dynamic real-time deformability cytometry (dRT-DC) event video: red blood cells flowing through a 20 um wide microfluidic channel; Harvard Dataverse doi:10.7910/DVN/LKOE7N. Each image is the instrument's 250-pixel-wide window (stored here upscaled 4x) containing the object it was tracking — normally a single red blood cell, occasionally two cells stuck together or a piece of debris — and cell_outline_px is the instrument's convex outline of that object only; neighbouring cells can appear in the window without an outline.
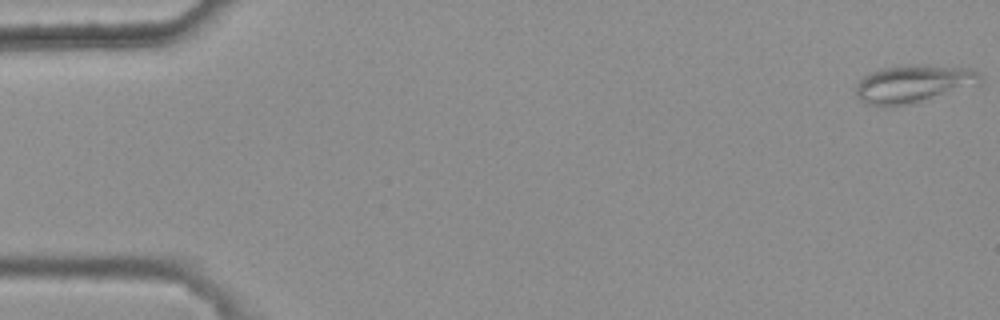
{"species": "common noctule bat (a hibernating species)", "species_latin": "Nyctalus noctula", "temperature_condition": "warm", "stored_images_in_passage": 7, "camera_frame_rate_fps": 3000, "um_per_image_px": 0.085, "animal": {"sex": "female", "body_mass_g": 25.1}, "frame": {"image": 1, "passage_image": 1, "time_ms": 0.0, "image_size_px": [1000, 320], "cell_outline_px": [[980, 84], [908, 104], [864, 104], [856, 96], [856, 84], [864, 76], [880, 68], [896, 64], [928, 64], [968, 68], [980, 72]], "centroid_in_image_um": [77.63, 7.06], "position_along_channel_um": 7.4, "area_um2": 27.22}}